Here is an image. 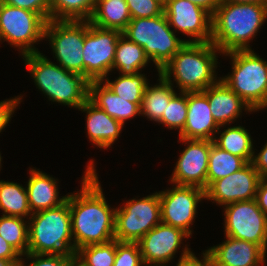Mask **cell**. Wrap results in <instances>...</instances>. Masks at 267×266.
Wrapping results in <instances>:
<instances>
[{
    "label": "cell",
    "mask_w": 267,
    "mask_h": 266,
    "mask_svg": "<svg viewBox=\"0 0 267 266\" xmlns=\"http://www.w3.org/2000/svg\"><path fill=\"white\" fill-rule=\"evenodd\" d=\"M80 192L69 195L72 238L76 251L115 239V211L107 204L94 162L83 175Z\"/></svg>",
    "instance_id": "6da1fadb"
},
{
    "label": "cell",
    "mask_w": 267,
    "mask_h": 266,
    "mask_svg": "<svg viewBox=\"0 0 267 266\" xmlns=\"http://www.w3.org/2000/svg\"><path fill=\"white\" fill-rule=\"evenodd\" d=\"M267 19V4L221 2L212 15L211 42L222 54L251 50L249 42Z\"/></svg>",
    "instance_id": "7a4b0ae2"
},
{
    "label": "cell",
    "mask_w": 267,
    "mask_h": 266,
    "mask_svg": "<svg viewBox=\"0 0 267 266\" xmlns=\"http://www.w3.org/2000/svg\"><path fill=\"white\" fill-rule=\"evenodd\" d=\"M217 53L222 52L212 42H186L159 73L166 80L173 76L181 92L204 91L220 79L215 75Z\"/></svg>",
    "instance_id": "3957f363"
},
{
    "label": "cell",
    "mask_w": 267,
    "mask_h": 266,
    "mask_svg": "<svg viewBox=\"0 0 267 266\" xmlns=\"http://www.w3.org/2000/svg\"><path fill=\"white\" fill-rule=\"evenodd\" d=\"M22 56L36 87L50 101L79 109L89 99L90 81L84 75L67 71L40 52Z\"/></svg>",
    "instance_id": "277c9868"
},
{
    "label": "cell",
    "mask_w": 267,
    "mask_h": 266,
    "mask_svg": "<svg viewBox=\"0 0 267 266\" xmlns=\"http://www.w3.org/2000/svg\"><path fill=\"white\" fill-rule=\"evenodd\" d=\"M28 219L27 253L76 255L72 238L69 194L61 205L32 213Z\"/></svg>",
    "instance_id": "5b68a950"
},
{
    "label": "cell",
    "mask_w": 267,
    "mask_h": 266,
    "mask_svg": "<svg viewBox=\"0 0 267 266\" xmlns=\"http://www.w3.org/2000/svg\"><path fill=\"white\" fill-rule=\"evenodd\" d=\"M232 59V73L221 78L253 112L267 107V62L251 50L224 54Z\"/></svg>",
    "instance_id": "8992f818"
},
{
    "label": "cell",
    "mask_w": 267,
    "mask_h": 266,
    "mask_svg": "<svg viewBox=\"0 0 267 266\" xmlns=\"http://www.w3.org/2000/svg\"><path fill=\"white\" fill-rule=\"evenodd\" d=\"M122 35L144 49L158 72L188 42L176 37L164 12L152 18H132Z\"/></svg>",
    "instance_id": "52a82bcc"
},
{
    "label": "cell",
    "mask_w": 267,
    "mask_h": 266,
    "mask_svg": "<svg viewBox=\"0 0 267 266\" xmlns=\"http://www.w3.org/2000/svg\"><path fill=\"white\" fill-rule=\"evenodd\" d=\"M161 222L159 192L127 201L115 211V239L119 242H138Z\"/></svg>",
    "instance_id": "ba28073f"
},
{
    "label": "cell",
    "mask_w": 267,
    "mask_h": 266,
    "mask_svg": "<svg viewBox=\"0 0 267 266\" xmlns=\"http://www.w3.org/2000/svg\"><path fill=\"white\" fill-rule=\"evenodd\" d=\"M46 21L33 11L1 4L0 41L18 47L21 54L39 53L34 44L44 38Z\"/></svg>",
    "instance_id": "9c48e42d"
},
{
    "label": "cell",
    "mask_w": 267,
    "mask_h": 266,
    "mask_svg": "<svg viewBox=\"0 0 267 266\" xmlns=\"http://www.w3.org/2000/svg\"><path fill=\"white\" fill-rule=\"evenodd\" d=\"M117 30L103 29L84 20L83 75L91 81H102L112 71L118 38Z\"/></svg>",
    "instance_id": "30bf717a"
},
{
    "label": "cell",
    "mask_w": 267,
    "mask_h": 266,
    "mask_svg": "<svg viewBox=\"0 0 267 266\" xmlns=\"http://www.w3.org/2000/svg\"><path fill=\"white\" fill-rule=\"evenodd\" d=\"M44 38L61 67L83 75L84 20H49Z\"/></svg>",
    "instance_id": "8fae6325"
},
{
    "label": "cell",
    "mask_w": 267,
    "mask_h": 266,
    "mask_svg": "<svg viewBox=\"0 0 267 266\" xmlns=\"http://www.w3.org/2000/svg\"><path fill=\"white\" fill-rule=\"evenodd\" d=\"M225 236L259 245L267 250V216L256 200L231 203L224 210Z\"/></svg>",
    "instance_id": "7c38bea8"
},
{
    "label": "cell",
    "mask_w": 267,
    "mask_h": 266,
    "mask_svg": "<svg viewBox=\"0 0 267 266\" xmlns=\"http://www.w3.org/2000/svg\"><path fill=\"white\" fill-rule=\"evenodd\" d=\"M161 222L181 229L189 236L198 202L205 199V190L194 186L175 185L170 190L159 191Z\"/></svg>",
    "instance_id": "4fadbf2b"
},
{
    "label": "cell",
    "mask_w": 267,
    "mask_h": 266,
    "mask_svg": "<svg viewBox=\"0 0 267 266\" xmlns=\"http://www.w3.org/2000/svg\"><path fill=\"white\" fill-rule=\"evenodd\" d=\"M164 13L175 33L178 30L192 38L188 42H211L212 15L204 8L188 0H168Z\"/></svg>",
    "instance_id": "5bb4252c"
},
{
    "label": "cell",
    "mask_w": 267,
    "mask_h": 266,
    "mask_svg": "<svg viewBox=\"0 0 267 266\" xmlns=\"http://www.w3.org/2000/svg\"><path fill=\"white\" fill-rule=\"evenodd\" d=\"M179 140L187 147L180 153L170 178L171 183L206 190L209 154L214 141L184 138Z\"/></svg>",
    "instance_id": "9a60e30c"
},
{
    "label": "cell",
    "mask_w": 267,
    "mask_h": 266,
    "mask_svg": "<svg viewBox=\"0 0 267 266\" xmlns=\"http://www.w3.org/2000/svg\"><path fill=\"white\" fill-rule=\"evenodd\" d=\"M261 180L260 174L250 162L239 171L213 181L206 188L205 197L224 206L238 201L254 200Z\"/></svg>",
    "instance_id": "2e32d148"
},
{
    "label": "cell",
    "mask_w": 267,
    "mask_h": 266,
    "mask_svg": "<svg viewBox=\"0 0 267 266\" xmlns=\"http://www.w3.org/2000/svg\"><path fill=\"white\" fill-rule=\"evenodd\" d=\"M189 237L181 229L160 222L138 241L145 266H166L174 258L183 238Z\"/></svg>",
    "instance_id": "e0dca14e"
},
{
    "label": "cell",
    "mask_w": 267,
    "mask_h": 266,
    "mask_svg": "<svg viewBox=\"0 0 267 266\" xmlns=\"http://www.w3.org/2000/svg\"><path fill=\"white\" fill-rule=\"evenodd\" d=\"M227 240L213 246L207 253L211 266H260L265 263L266 253L255 243L225 236Z\"/></svg>",
    "instance_id": "ac0fdd59"
},
{
    "label": "cell",
    "mask_w": 267,
    "mask_h": 266,
    "mask_svg": "<svg viewBox=\"0 0 267 266\" xmlns=\"http://www.w3.org/2000/svg\"><path fill=\"white\" fill-rule=\"evenodd\" d=\"M187 117L179 138L213 141L216 133H220L219 126L213 118L208 98L202 91L187 92Z\"/></svg>",
    "instance_id": "d6986e66"
},
{
    "label": "cell",
    "mask_w": 267,
    "mask_h": 266,
    "mask_svg": "<svg viewBox=\"0 0 267 266\" xmlns=\"http://www.w3.org/2000/svg\"><path fill=\"white\" fill-rule=\"evenodd\" d=\"M202 92L208 98L214 120L221 127L230 125L229 123L240 117L243 109L252 112L251 108L221 78Z\"/></svg>",
    "instance_id": "ffe728a7"
},
{
    "label": "cell",
    "mask_w": 267,
    "mask_h": 266,
    "mask_svg": "<svg viewBox=\"0 0 267 266\" xmlns=\"http://www.w3.org/2000/svg\"><path fill=\"white\" fill-rule=\"evenodd\" d=\"M86 113V129L90 141L99 148H110L118 139L123 124L109 116L89 99L79 108Z\"/></svg>",
    "instance_id": "44dd1931"
},
{
    "label": "cell",
    "mask_w": 267,
    "mask_h": 266,
    "mask_svg": "<svg viewBox=\"0 0 267 266\" xmlns=\"http://www.w3.org/2000/svg\"><path fill=\"white\" fill-rule=\"evenodd\" d=\"M26 186L28 205L32 213L55 208L67 200V196L58 197V186L55 178L36 169H30Z\"/></svg>",
    "instance_id": "7402d4cb"
},
{
    "label": "cell",
    "mask_w": 267,
    "mask_h": 266,
    "mask_svg": "<svg viewBox=\"0 0 267 266\" xmlns=\"http://www.w3.org/2000/svg\"><path fill=\"white\" fill-rule=\"evenodd\" d=\"M89 100L123 125L127 119L141 115L140 104L117 96L103 81L90 82Z\"/></svg>",
    "instance_id": "603a6c76"
},
{
    "label": "cell",
    "mask_w": 267,
    "mask_h": 266,
    "mask_svg": "<svg viewBox=\"0 0 267 266\" xmlns=\"http://www.w3.org/2000/svg\"><path fill=\"white\" fill-rule=\"evenodd\" d=\"M131 19L125 0H96L89 22L96 27L122 33Z\"/></svg>",
    "instance_id": "cb8c5ba5"
},
{
    "label": "cell",
    "mask_w": 267,
    "mask_h": 266,
    "mask_svg": "<svg viewBox=\"0 0 267 266\" xmlns=\"http://www.w3.org/2000/svg\"><path fill=\"white\" fill-rule=\"evenodd\" d=\"M159 83L147 85L140 104V114L157 123L161 120L170 99L176 94L172 80H166L159 72Z\"/></svg>",
    "instance_id": "d4e9b609"
},
{
    "label": "cell",
    "mask_w": 267,
    "mask_h": 266,
    "mask_svg": "<svg viewBox=\"0 0 267 266\" xmlns=\"http://www.w3.org/2000/svg\"><path fill=\"white\" fill-rule=\"evenodd\" d=\"M148 62L150 63V59L144 49L121 34L118 38L112 70L116 68L121 75H136Z\"/></svg>",
    "instance_id": "484cf974"
},
{
    "label": "cell",
    "mask_w": 267,
    "mask_h": 266,
    "mask_svg": "<svg viewBox=\"0 0 267 266\" xmlns=\"http://www.w3.org/2000/svg\"><path fill=\"white\" fill-rule=\"evenodd\" d=\"M0 209L6 216L28 218L31 216L27 198V190L14 182L0 180Z\"/></svg>",
    "instance_id": "4316f807"
},
{
    "label": "cell",
    "mask_w": 267,
    "mask_h": 266,
    "mask_svg": "<svg viewBox=\"0 0 267 266\" xmlns=\"http://www.w3.org/2000/svg\"><path fill=\"white\" fill-rule=\"evenodd\" d=\"M214 143L221 149L243 158L247 163L252 161L254 150L251 135L243 126H233L224 129Z\"/></svg>",
    "instance_id": "83f0119b"
},
{
    "label": "cell",
    "mask_w": 267,
    "mask_h": 266,
    "mask_svg": "<svg viewBox=\"0 0 267 266\" xmlns=\"http://www.w3.org/2000/svg\"><path fill=\"white\" fill-rule=\"evenodd\" d=\"M246 164L243 158L221 149L213 142L208 161L207 187L213 181L239 171Z\"/></svg>",
    "instance_id": "f1b7e54d"
},
{
    "label": "cell",
    "mask_w": 267,
    "mask_h": 266,
    "mask_svg": "<svg viewBox=\"0 0 267 266\" xmlns=\"http://www.w3.org/2000/svg\"><path fill=\"white\" fill-rule=\"evenodd\" d=\"M96 0H50V20H89Z\"/></svg>",
    "instance_id": "f546056e"
},
{
    "label": "cell",
    "mask_w": 267,
    "mask_h": 266,
    "mask_svg": "<svg viewBox=\"0 0 267 266\" xmlns=\"http://www.w3.org/2000/svg\"><path fill=\"white\" fill-rule=\"evenodd\" d=\"M116 257V239L106 243L79 248L75 255L78 266H113Z\"/></svg>",
    "instance_id": "4dcf8cb0"
},
{
    "label": "cell",
    "mask_w": 267,
    "mask_h": 266,
    "mask_svg": "<svg viewBox=\"0 0 267 266\" xmlns=\"http://www.w3.org/2000/svg\"><path fill=\"white\" fill-rule=\"evenodd\" d=\"M104 83L121 98L128 99L129 102L141 104L143 93L148 85V80L144 74L120 75L115 81H109L107 77Z\"/></svg>",
    "instance_id": "1f68e13d"
},
{
    "label": "cell",
    "mask_w": 267,
    "mask_h": 266,
    "mask_svg": "<svg viewBox=\"0 0 267 266\" xmlns=\"http://www.w3.org/2000/svg\"><path fill=\"white\" fill-rule=\"evenodd\" d=\"M18 216L0 217V235L21 255L28 252V224Z\"/></svg>",
    "instance_id": "d6a6232c"
},
{
    "label": "cell",
    "mask_w": 267,
    "mask_h": 266,
    "mask_svg": "<svg viewBox=\"0 0 267 266\" xmlns=\"http://www.w3.org/2000/svg\"><path fill=\"white\" fill-rule=\"evenodd\" d=\"M177 93L170 99L167 108L163 112L161 120L158 122L164 124L169 129H179V133L186 124L187 117V92Z\"/></svg>",
    "instance_id": "836d02e7"
},
{
    "label": "cell",
    "mask_w": 267,
    "mask_h": 266,
    "mask_svg": "<svg viewBox=\"0 0 267 266\" xmlns=\"http://www.w3.org/2000/svg\"><path fill=\"white\" fill-rule=\"evenodd\" d=\"M113 266H145L139 243L116 240V257Z\"/></svg>",
    "instance_id": "e575fe53"
},
{
    "label": "cell",
    "mask_w": 267,
    "mask_h": 266,
    "mask_svg": "<svg viewBox=\"0 0 267 266\" xmlns=\"http://www.w3.org/2000/svg\"><path fill=\"white\" fill-rule=\"evenodd\" d=\"M23 256L32 260L27 266H73L75 264V255L27 253ZM22 259L21 257L17 266H26Z\"/></svg>",
    "instance_id": "d590c367"
},
{
    "label": "cell",
    "mask_w": 267,
    "mask_h": 266,
    "mask_svg": "<svg viewBox=\"0 0 267 266\" xmlns=\"http://www.w3.org/2000/svg\"><path fill=\"white\" fill-rule=\"evenodd\" d=\"M131 18H152L164 12V6L157 0H125Z\"/></svg>",
    "instance_id": "8d00e7d4"
},
{
    "label": "cell",
    "mask_w": 267,
    "mask_h": 266,
    "mask_svg": "<svg viewBox=\"0 0 267 266\" xmlns=\"http://www.w3.org/2000/svg\"><path fill=\"white\" fill-rule=\"evenodd\" d=\"M2 3L38 13L46 22L50 20V0H2Z\"/></svg>",
    "instance_id": "74e56055"
},
{
    "label": "cell",
    "mask_w": 267,
    "mask_h": 266,
    "mask_svg": "<svg viewBox=\"0 0 267 266\" xmlns=\"http://www.w3.org/2000/svg\"><path fill=\"white\" fill-rule=\"evenodd\" d=\"M21 98L15 97L12 99H7L0 101V132L6 127L9 123L16 107L20 104Z\"/></svg>",
    "instance_id": "f35d334b"
},
{
    "label": "cell",
    "mask_w": 267,
    "mask_h": 266,
    "mask_svg": "<svg viewBox=\"0 0 267 266\" xmlns=\"http://www.w3.org/2000/svg\"><path fill=\"white\" fill-rule=\"evenodd\" d=\"M182 251L177 266H211L206 252H203V259L199 260L187 246Z\"/></svg>",
    "instance_id": "ab89813d"
},
{
    "label": "cell",
    "mask_w": 267,
    "mask_h": 266,
    "mask_svg": "<svg viewBox=\"0 0 267 266\" xmlns=\"http://www.w3.org/2000/svg\"><path fill=\"white\" fill-rule=\"evenodd\" d=\"M251 163L253 164L254 168L258 171L262 179L267 176V142L262 147L258 155H255L254 151Z\"/></svg>",
    "instance_id": "60d3db41"
},
{
    "label": "cell",
    "mask_w": 267,
    "mask_h": 266,
    "mask_svg": "<svg viewBox=\"0 0 267 266\" xmlns=\"http://www.w3.org/2000/svg\"><path fill=\"white\" fill-rule=\"evenodd\" d=\"M21 255L0 235V259L20 261Z\"/></svg>",
    "instance_id": "b9f144b4"
},
{
    "label": "cell",
    "mask_w": 267,
    "mask_h": 266,
    "mask_svg": "<svg viewBox=\"0 0 267 266\" xmlns=\"http://www.w3.org/2000/svg\"><path fill=\"white\" fill-rule=\"evenodd\" d=\"M255 200L258 207L267 216V182L264 179L259 182Z\"/></svg>",
    "instance_id": "7bdbcfd3"
},
{
    "label": "cell",
    "mask_w": 267,
    "mask_h": 266,
    "mask_svg": "<svg viewBox=\"0 0 267 266\" xmlns=\"http://www.w3.org/2000/svg\"><path fill=\"white\" fill-rule=\"evenodd\" d=\"M208 11L211 15H213L220 5V0H188Z\"/></svg>",
    "instance_id": "ee69618b"
},
{
    "label": "cell",
    "mask_w": 267,
    "mask_h": 266,
    "mask_svg": "<svg viewBox=\"0 0 267 266\" xmlns=\"http://www.w3.org/2000/svg\"><path fill=\"white\" fill-rule=\"evenodd\" d=\"M221 2H233V3H258L267 4V0H220Z\"/></svg>",
    "instance_id": "f6af8a7d"
},
{
    "label": "cell",
    "mask_w": 267,
    "mask_h": 266,
    "mask_svg": "<svg viewBox=\"0 0 267 266\" xmlns=\"http://www.w3.org/2000/svg\"><path fill=\"white\" fill-rule=\"evenodd\" d=\"M20 261H9L0 259V266H17Z\"/></svg>",
    "instance_id": "bcb514c9"
},
{
    "label": "cell",
    "mask_w": 267,
    "mask_h": 266,
    "mask_svg": "<svg viewBox=\"0 0 267 266\" xmlns=\"http://www.w3.org/2000/svg\"><path fill=\"white\" fill-rule=\"evenodd\" d=\"M158 2H160L163 6H165L168 2V0H157Z\"/></svg>",
    "instance_id": "7dc6e473"
},
{
    "label": "cell",
    "mask_w": 267,
    "mask_h": 266,
    "mask_svg": "<svg viewBox=\"0 0 267 266\" xmlns=\"http://www.w3.org/2000/svg\"><path fill=\"white\" fill-rule=\"evenodd\" d=\"M1 159H2V157H1V154H0V168H1Z\"/></svg>",
    "instance_id": "c3c4849f"
}]
</instances>
